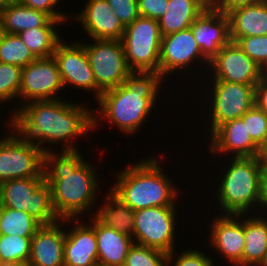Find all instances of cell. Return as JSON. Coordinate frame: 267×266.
<instances>
[{
  "label": "cell",
  "instance_id": "d590c367",
  "mask_svg": "<svg viewBox=\"0 0 267 266\" xmlns=\"http://www.w3.org/2000/svg\"><path fill=\"white\" fill-rule=\"evenodd\" d=\"M168 253L167 266H215L212 257L205 255L201 250L187 249L185 251ZM172 263V264H171ZM174 263V264H173Z\"/></svg>",
  "mask_w": 267,
  "mask_h": 266
},
{
  "label": "cell",
  "instance_id": "e575fe53",
  "mask_svg": "<svg viewBox=\"0 0 267 266\" xmlns=\"http://www.w3.org/2000/svg\"><path fill=\"white\" fill-rule=\"evenodd\" d=\"M235 42L263 70L267 67V35L239 37Z\"/></svg>",
  "mask_w": 267,
  "mask_h": 266
},
{
  "label": "cell",
  "instance_id": "7bdbcfd3",
  "mask_svg": "<svg viewBox=\"0 0 267 266\" xmlns=\"http://www.w3.org/2000/svg\"><path fill=\"white\" fill-rule=\"evenodd\" d=\"M0 266H28V264L15 262H0Z\"/></svg>",
  "mask_w": 267,
  "mask_h": 266
},
{
  "label": "cell",
  "instance_id": "1f68e13d",
  "mask_svg": "<svg viewBox=\"0 0 267 266\" xmlns=\"http://www.w3.org/2000/svg\"><path fill=\"white\" fill-rule=\"evenodd\" d=\"M22 83V68L12 64L0 63V105L18 100ZM2 103V104H1Z\"/></svg>",
  "mask_w": 267,
  "mask_h": 266
},
{
  "label": "cell",
  "instance_id": "8992f818",
  "mask_svg": "<svg viewBox=\"0 0 267 266\" xmlns=\"http://www.w3.org/2000/svg\"><path fill=\"white\" fill-rule=\"evenodd\" d=\"M0 206L26 211L41 225L60 220L54 212L50 186L45 177L12 179L1 183Z\"/></svg>",
  "mask_w": 267,
  "mask_h": 266
},
{
  "label": "cell",
  "instance_id": "60d3db41",
  "mask_svg": "<svg viewBox=\"0 0 267 266\" xmlns=\"http://www.w3.org/2000/svg\"><path fill=\"white\" fill-rule=\"evenodd\" d=\"M255 105L267 113V76L262 74L255 86Z\"/></svg>",
  "mask_w": 267,
  "mask_h": 266
},
{
  "label": "cell",
  "instance_id": "4dcf8cb0",
  "mask_svg": "<svg viewBox=\"0 0 267 266\" xmlns=\"http://www.w3.org/2000/svg\"><path fill=\"white\" fill-rule=\"evenodd\" d=\"M32 237L1 234L0 262L28 264Z\"/></svg>",
  "mask_w": 267,
  "mask_h": 266
},
{
  "label": "cell",
  "instance_id": "7a4b0ae2",
  "mask_svg": "<svg viewBox=\"0 0 267 266\" xmlns=\"http://www.w3.org/2000/svg\"><path fill=\"white\" fill-rule=\"evenodd\" d=\"M56 152L44 153L43 168L45 181L50 186L54 212L60 220L80 219L85 212L89 213L96 207L99 175L96 168L83 159L81 151Z\"/></svg>",
  "mask_w": 267,
  "mask_h": 266
},
{
  "label": "cell",
  "instance_id": "52a82bcc",
  "mask_svg": "<svg viewBox=\"0 0 267 266\" xmlns=\"http://www.w3.org/2000/svg\"><path fill=\"white\" fill-rule=\"evenodd\" d=\"M121 41L132 71L159 73L162 34L158 20L137 17L125 26Z\"/></svg>",
  "mask_w": 267,
  "mask_h": 266
},
{
  "label": "cell",
  "instance_id": "7c38bea8",
  "mask_svg": "<svg viewBox=\"0 0 267 266\" xmlns=\"http://www.w3.org/2000/svg\"><path fill=\"white\" fill-rule=\"evenodd\" d=\"M64 88L57 62L53 56L36 58L22 68L19 98L31 101L57 100ZM59 92V93H58ZM56 95V96H55Z\"/></svg>",
  "mask_w": 267,
  "mask_h": 266
},
{
  "label": "cell",
  "instance_id": "83f0119b",
  "mask_svg": "<svg viewBox=\"0 0 267 266\" xmlns=\"http://www.w3.org/2000/svg\"><path fill=\"white\" fill-rule=\"evenodd\" d=\"M19 37L36 58L50 57L62 40L57 27H36L20 32Z\"/></svg>",
  "mask_w": 267,
  "mask_h": 266
},
{
  "label": "cell",
  "instance_id": "8fae6325",
  "mask_svg": "<svg viewBox=\"0 0 267 266\" xmlns=\"http://www.w3.org/2000/svg\"><path fill=\"white\" fill-rule=\"evenodd\" d=\"M84 45L97 88L104 92L123 84L132 72L121 40H91Z\"/></svg>",
  "mask_w": 267,
  "mask_h": 266
},
{
  "label": "cell",
  "instance_id": "ab89813d",
  "mask_svg": "<svg viewBox=\"0 0 267 266\" xmlns=\"http://www.w3.org/2000/svg\"><path fill=\"white\" fill-rule=\"evenodd\" d=\"M261 1L263 0H213L210 3V6L217 11L227 14L233 9L246 5L255 4Z\"/></svg>",
  "mask_w": 267,
  "mask_h": 266
},
{
  "label": "cell",
  "instance_id": "5bb4252c",
  "mask_svg": "<svg viewBox=\"0 0 267 266\" xmlns=\"http://www.w3.org/2000/svg\"><path fill=\"white\" fill-rule=\"evenodd\" d=\"M196 62H202L199 66L202 68L206 64L208 71L209 61L202 55L191 28L162 36L159 74L163 78L174 74V71L179 73L180 70L181 73L183 69L188 70Z\"/></svg>",
  "mask_w": 267,
  "mask_h": 266
},
{
  "label": "cell",
  "instance_id": "74e56055",
  "mask_svg": "<svg viewBox=\"0 0 267 266\" xmlns=\"http://www.w3.org/2000/svg\"><path fill=\"white\" fill-rule=\"evenodd\" d=\"M18 3L30 7L35 10H39L47 14L53 20L66 21L70 20V14H64L61 11L55 9L59 0H16ZM56 5V6H55Z\"/></svg>",
  "mask_w": 267,
  "mask_h": 266
},
{
  "label": "cell",
  "instance_id": "3957f363",
  "mask_svg": "<svg viewBox=\"0 0 267 266\" xmlns=\"http://www.w3.org/2000/svg\"><path fill=\"white\" fill-rule=\"evenodd\" d=\"M163 80L167 79L157 72L132 71L123 84L102 92L98 110H93V130H98L102 119V123L107 120L120 132L135 136L155 111Z\"/></svg>",
  "mask_w": 267,
  "mask_h": 266
},
{
  "label": "cell",
  "instance_id": "9a60e30c",
  "mask_svg": "<svg viewBox=\"0 0 267 266\" xmlns=\"http://www.w3.org/2000/svg\"><path fill=\"white\" fill-rule=\"evenodd\" d=\"M208 69L212 70L208 78L238 84L256 85L263 74V69L233 41L221 48Z\"/></svg>",
  "mask_w": 267,
  "mask_h": 266
},
{
  "label": "cell",
  "instance_id": "f35d334b",
  "mask_svg": "<svg viewBox=\"0 0 267 266\" xmlns=\"http://www.w3.org/2000/svg\"><path fill=\"white\" fill-rule=\"evenodd\" d=\"M140 16L159 20L166 12L169 0H137Z\"/></svg>",
  "mask_w": 267,
  "mask_h": 266
},
{
  "label": "cell",
  "instance_id": "b9f144b4",
  "mask_svg": "<svg viewBox=\"0 0 267 266\" xmlns=\"http://www.w3.org/2000/svg\"><path fill=\"white\" fill-rule=\"evenodd\" d=\"M260 210L261 211L265 210L264 211L265 214L267 213V166L266 165H264L260 182V197H259V205L257 211L260 212ZM263 216L265 217L267 216V214Z\"/></svg>",
  "mask_w": 267,
  "mask_h": 266
},
{
  "label": "cell",
  "instance_id": "ba28073f",
  "mask_svg": "<svg viewBox=\"0 0 267 266\" xmlns=\"http://www.w3.org/2000/svg\"><path fill=\"white\" fill-rule=\"evenodd\" d=\"M11 133L0 139V184L12 179L45 177L44 152L21 137L6 121Z\"/></svg>",
  "mask_w": 267,
  "mask_h": 266
},
{
  "label": "cell",
  "instance_id": "d4e9b609",
  "mask_svg": "<svg viewBox=\"0 0 267 266\" xmlns=\"http://www.w3.org/2000/svg\"><path fill=\"white\" fill-rule=\"evenodd\" d=\"M208 6V0H169L165 14L158 20L162 36L190 28Z\"/></svg>",
  "mask_w": 267,
  "mask_h": 266
},
{
  "label": "cell",
  "instance_id": "f546056e",
  "mask_svg": "<svg viewBox=\"0 0 267 266\" xmlns=\"http://www.w3.org/2000/svg\"><path fill=\"white\" fill-rule=\"evenodd\" d=\"M35 59L34 54L23 43L18 34H2L0 38V63L23 68Z\"/></svg>",
  "mask_w": 267,
  "mask_h": 266
},
{
  "label": "cell",
  "instance_id": "7dc6e473",
  "mask_svg": "<svg viewBox=\"0 0 267 266\" xmlns=\"http://www.w3.org/2000/svg\"><path fill=\"white\" fill-rule=\"evenodd\" d=\"M2 34H3V30H2L1 20H0V38H1Z\"/></svg>",
  "mask_w": 267,
  "mask_h": 266
},
{
  "label": "cell",
  "instance_id": "2e32d148",
  "mask_svg": "<svg viewBox=\"0 0 267 266\" xmlns=\"http://www.w3.org/2000/svg\"><path fill=\"white\" fill-rule=\"evenodd\" d=\"M209 229L210 247H214L218 255L221 254L232 266H242L245 245L244 214H219L215 219L212 218Z\"/></svg>",
  "mask_w": 267,
  "mask_h": 266
},
{
  "label": "cell",
  "instance_id": "ac0fdd59",
  "mask_svg": "<svg viewBox=\"0 0 267 266\" xmlns=\"http://www.w3.org/2000/svg\"><path fill=\"white\" fill-rule=\"evenodd\" d=\"M72 220V221H71ZM63 219L66 224L74 223V227L65 229L64 266H98L97 239L92 222L80 221L79 218ZM68 221V222H67Z\"/></svg>",
  "mask_w": 267,
  "mask_h": 266
},
{
  "label": "cell",
  "instance_id": "836d02e7",
  "mask_svg": "<svg viewBox=\"0 0 267 266\" xmlns=\"http://www.w3.org/2000/svg\"><path fill=\"white\" fill-rule=\"evenodd\" d=\"M241 119L252 140L263 149L267 144V113L254 104Z\"/></svg>",
  "mask_w": 267,
  "mask_h": 266
},
{
  "label": "cell",
  "instance_id": "d6986e66",
  "mask_svg": "<svg viewBox=\"0 0 267 266\" xmlns=\"http://www.w3.org/2000/svg\"><path fill=\"white\" fill-rule=\"evenodd\" d=\"M208 151L225 157H259L262 149L252 140L241 118L228 121L219 126L211 135ZM214 153V154H213ZM228 154V155H227ZM233 154V155H232Z\"/></svg>",
  "mask_w": 267,
  "mask_h": 266
},
{
  "label": "cell",
  "instance_id": "ee69618b",
  "mask_svg": "<svg viewBox=\"0 0 267 266\" xmlns=\"http://www.w3.org/2000/svg\"><path fill=\"white\" fill-rule=\"evenodd\" d=\"M261 159H262L264 165L267 166V144H266V146L262 149Z\"/></svg>",
  "mask_w": 267,
  "mask_h": 266
},
{
  "label": "cell",
  "instance_id": "603a6c76",
  "mask_svg": "<svg viewBox=\"0 0 267 266\" xmlns=\"http://www.w3.org/2000/svg\"><path fill=\"white\" fill-rule=\"evenodd\" d=\"M94 230L97 239L98 266H120L125 264L133 238L106 227L94 217Z\"/></svg>",
  "mask_w": 267,
  "mask_h": 266
},
{
  "label": "cell",
  "instance_id": "d6a6232c",
  "mask_svg": "<svg viewBox=\"0 0 267 266\" xmlns=\"http://www.w3.org/2000/svg\"><path fill=\"white\" fill-rule=\"evenodd\" d=\"M165 251L157 248L133 244L128 251L125 266H167Z\"/></svg>",
  "mask_w": 267,
  "mask_h": 266
},
{
  "label": "cell",
  "instance_id": "f6af8a7d",
  "mask_svg": "<svg viewBox=\"0 0 267 266\" xmlns=\"http://www.w3.org/2000/svg\"><path fill=\"white\" fill-rule=\"evenodd\" d=\"M12 0H0V14Z\"/></svg>",
  "mask_w": 267,
  "mask_h": 266
},
{
  "label": "cell",
  "instance_id": "4fadbf2b",
  "mask_svg": "<svg viewBox=\"0 0 267 266\" xmlns=\"http://www.w3.org/2000/svg\"><path fill=\"white\" fill-rule=\"evenodd\" d=\"M76 42V43H75ZM71 44L62 39L56 46L53 53L64 87H75L94 91L95 100L101 96L102 92L97 88L96 81L87 57L82 41L75 40ZM69 84V85H68Z\"/></svg>",
  "mask_w": 267,
  "mask_h": 266
},
{
  "label": "cell",
  "instance_id": "7402d4cb",
  "mask_svg": "<svg viewBox=\"0 0 267 266\" xmlns=\"http://www.w3.org/2000/svg\"><path fill=\"white\" fill-rule=\"evenodd\" d=\"M230 39L267 35V0L242 6L227 13Z\"/></svg>",
  "mask_w": 267,
  "mask_h": 266
},
{
  "label": "cell",
  "instance_id": "cb8c5ba5",
  "mask_svg": "<svg viewBox=\"0 0 267 266\" xmlns=\"http://www.w3.org/2000/svg\"><path fill=\"white\" fill-rule=\"evenodd\" d=\"M0 20L3 33L8 34H19L30 28L55 27L66 23L53 20L44 12L24 6L16 0H12L1 12Z\"/></svg>",
  "mask_w": 267,
  "mask_h": 266
},
{
  "label": "cell",
  "instance_id": "e0dca14e",
  "mask_svg": "<svg viewBox=\"0 0 267 266\" xmlns=\"http://www.w3.org/2000/svg\"><path fill=\"white\" fill-rule=\"evenodd\" d=\"M70 18L81 23L90 40H121L125 31L106 0H87L80 13Z\"/></svg>",
  "mask_w": 267,
  "mask_h": 266
},
{
  "label": "cell",
  "instance_id": "6da1fadb",
  "mask_svg": "<svg viewBox=\"0 0 267 266\" xmlns=\"http://www.w3.org/2000/svg\"><path fill=\"white\" fill-rule=\"evenodd\" d=\"M17 106L13 114L10 112V127L44 153L52 151L50 144L59 145L60 142L64 143L63 151L79 150L81 148L75 146L74 139L93 130V108H88L85 103H69L62 97Z\"/></svg>",
  "mask_w": 267,
  "mask_h": 266
},
{
  "label": "cell",
  "instance_id": "8d00e7d4",
  "mask_svg": "<svg viewBox=\"0 0 267 266\" xmlns=\"http://www.w3.org/2000/svg\"><path fill=\"white\" fill-rule=\"evenodd\" d=\"M124 26L140 16L137 0H106Z\"/></svg>",
  "mask_w": 267,
  "mask_h": 266
},
{
  "label": "cell",
  "instance_id": "30bf717a",
  "mask_svg": "<svg viewBox=\"0 0 267 266\" xmlns=\"http://www.w3.org/2000/svg\"><path fill=\"white\" fill-rule=\"evenodd\" d=\"M177 206L135 210L133 242L170 253L176 251Z\"/></svg>",
  "mask_w": 267,
  "mask_h": 266
},
{
  "label": "cell",
  "instance_id": "5b68a950",
  "mask_svg": "<svg viewBox=\"0 0 267 266\" xmlns=\"http://www.w3.org/2000/svg\"><path fill=\"white\" fill-rule=\"evenodd\" d=\"M225 173L218 179L215 193L219 214H254L257 212L260 197V182L264 163L259 157L230 158ZM257 206V207H256ZM253 209V210H252Z\"/></svg>",
  "mask_w": 267,
  "mask_h": 266
},
{
  "label": "cell",
  "instance_id": "9c48e42d",
  "mask_svg": "<svg viewBox=\"0 0 267 266\" xmlns=\"http://www.w3.org/2000/svg\"><path fill=\"white\" fill-rule=\"evenodd\" d=\"M212 81V82H211ZM209 86L210 134L228 121L241 118L255 104V86L212 79ZM213 84V85H212ZM212 92V93H211ZM212 99V100H211ZM211 118V119H210Z\"/></svg>",
  "mask_w": 267,
  "mask_h": 266
},
{
  "label": "cell",
  "instance_id": "277c9868",
  "mask_svg": "<svg viewBox=\"0 0 267 266\" xmlns=\"http://www.w3.org/2000/svg\"><path fill=\"white\" fill-rule=\"evenodd\" d=\"M159 160L155 155L121 169L110 192L134 211L157 206H177L179 188L166 175L160 165L162 161Z\"/></svg>",
  "mask_w": 267,
  "mask_h": 266
},
{
  "label": "cell",
  "instance_id": "c3c4849f",
  "mask_svg": "<svg viewBox=\"0 0 267 266\" xmlns=\"http://www.w3.org/2000/svg\"><path fill=\"white\" fill-rule=\"evenodd\" d=\"M263 74L267 76V67L263 70Z\"/></svg>",
  "mask_w": 267,
  "mask_h": 266
},
{
  "label": "cell",
  "instance_id": "484cf974",
  "mask_svg": "<svg viewBox=\"0 0 267 266\" xmlns=\"http://www.w3.org/2000/svg\"><path fill=\"white\" fill-rule=\"evenodd\" d=\"M249 215L244 214L242 266H260L267 252V217L261 212Z\"/></svg>",
  "mask_w": 267,
  "mask_h": 266
},
{
  "label": "cell",
  "instance_id": "ffe728a7",
  "mask_svg": "<svg viewBox=\"0 0 267 266\" xmlns=\"http://www.w3.org/2000/svg\"><path fill=\"white\" fill-rule=\"evenodd\" d=\"M202 55L210 62L230 39L227 14L208 6L191 25Z\"/></svg>",
  "mask_w": 267,
  "mask_h": 266
},
{
  "label": "cell",
  "instance_id": "44dd1931",
  "mask_svg": "<svg viewBox=\"0 0 267 266\" xmlns=\"http://www.w3.org/2000/svg\"><path fill=\"white\" fill-rule=\"evenodd\" d=\"M63 219L42 225L31 240L28 266H64L65 228Z\"/></svg>",
  "mask_w": 267,
  "mask_h": 266
},
{
  "label": "cell",
  "instance_id": "4316f807",
  "mask_svg": "<svg viewBox=\"0 0 267 266\" xmlns=\"http://www.w3.org/2000/svg\"><path fill=\"white\" fill-rule=\"evenodd\" d=\"M105 198L106 201L100 208L97 207L98 210L93 216L104 226L133 238L135 211L123 204L110 191Z\"/></svg>",
  "mask_w": 267,
  "mask_h": 266
},
{
  "label": "cell",
  "instance_id": "f1b7e54d",
  "mask_svg": "<svg viewBox=\"0 0 267 266\" xmlns=\"http://www.w3.org/2000/svg\"><path fill=\"white\" fill-rule=\"evenodd\" d=\"M42 225L26 211L0 206V232L5 235L33 237Z\"/></svg>",
  "mask_w": 267,
  "mask_h": 266
},
{
  "label": "cell",
  "instance_id": "bcb514c9",
  "mask_svg": "<svg viewBox=\"0 0 267 266\" xmlns=\"http://www.w3.org/2000/svg\"><path fill=\"white\" fill-rule=\"evenodd\" d=\"M260 266H267V252H266V256H265V258H264V260Z\"/></svg>",
  "mask_w": 267,
  "mask_h": 266
}]
</instances>
